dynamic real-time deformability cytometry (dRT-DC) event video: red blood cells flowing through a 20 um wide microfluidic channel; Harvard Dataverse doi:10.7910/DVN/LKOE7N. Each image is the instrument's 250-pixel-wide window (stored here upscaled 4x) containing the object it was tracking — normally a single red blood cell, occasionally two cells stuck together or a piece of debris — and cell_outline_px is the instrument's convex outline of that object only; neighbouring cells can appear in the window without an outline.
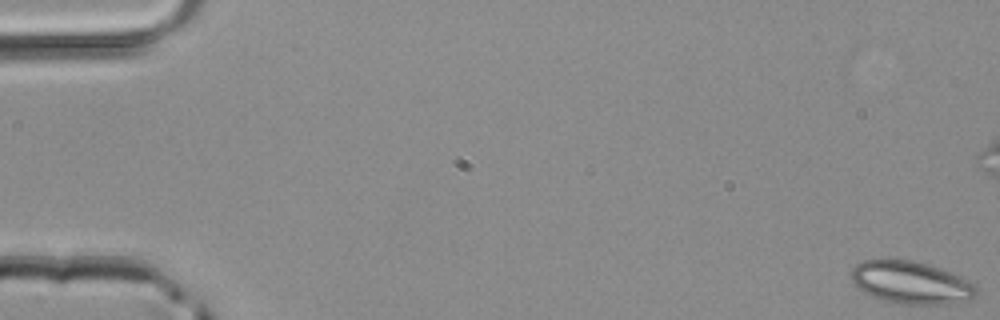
{"species": "common noctule bat (a hibernating species)", "species_latin": "Nyctalus noctula", "temperature_condition": "room temperature", "stored_images_in_passage": 49, "camera_frame_rate_fps": 3000, "um_per_image_px": 0.085, "animal": {"sex": "male", "body_mass_g": 20.4}, "frame": {"image": 1, "passage_image": 1, "time_ms": 0.0, "image_size_px": [1000, 320], "cell_outline_px": [[976, 296], [972, 300], [944, 304], [900, 304], [884, 300], [872, 296], [864, 292], [852, 280], [852, 268], [856, 264], [864, 260], [912, 260], [928, 264], [968, 280], [976, 288]], "centroid_in_image_um": [77.44, 24.03], "position_along_channel_um": 7.6, "area_um2": 30.58}}
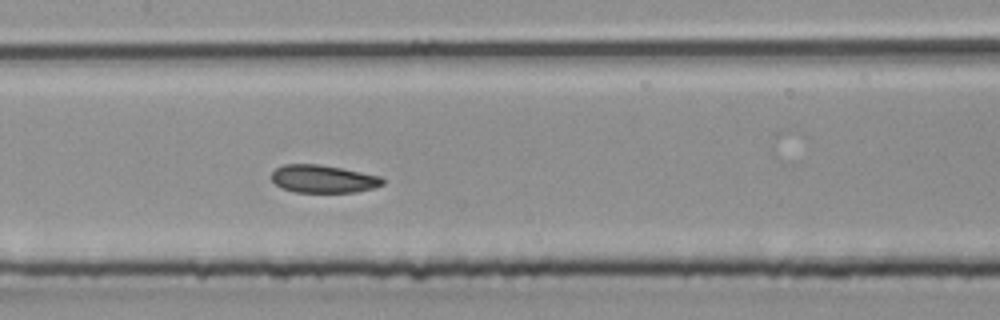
{"frame": {"image": 2, "passage_image": 24, "time_ms": 7.667, "image_size_px": [1000, 320], "cell_outline_px": [[384, 184], [372, 188], [356, 192], [296, 192], [284, 188], [276, 184], [272, 180], [272, 172], [276, 168], [284, 164], [320, 164], [380, 176], [384, 180]], "centroid_in_image_um": [27.47, 15.2], "position_along_channel_um": 179.9, "area_um2": 17.8}}
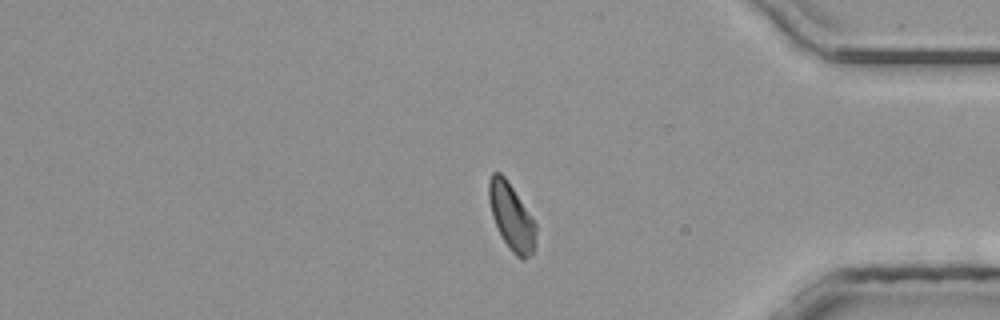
{"frame": {"image": 3, "passage_image": 40, "time_ms": 13.0, "image_size_px": [1000, 320], "cell_outline_px": [[536, 232], [532, 252], [524, 260], [520, 260], [508, 248], [492, 216], [488, 196], [488, 180], [492, 172], [500, 172], [504, 176], [536, 224]], "centroid_in_image_um": [43.45, 18.42], "position_along_channel_um": 391.8, "area_um2": 17.8}}